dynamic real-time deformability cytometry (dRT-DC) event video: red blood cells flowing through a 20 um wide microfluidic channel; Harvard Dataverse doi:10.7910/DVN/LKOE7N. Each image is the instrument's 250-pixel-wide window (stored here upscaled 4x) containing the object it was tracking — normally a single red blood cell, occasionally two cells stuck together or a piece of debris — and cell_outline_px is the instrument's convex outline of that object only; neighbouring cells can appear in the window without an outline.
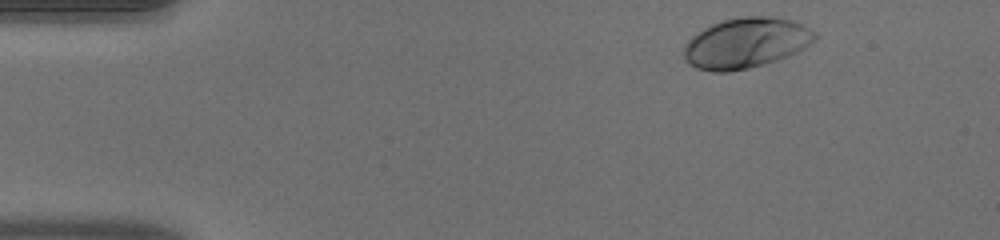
{"species": "human", "species_latin": "Homo sapiens", "temperature_condition": "warm", "stored_images_in_passage": 40, "camera_frame_rate_fps": 3000, "um_per_image_px": 0.085, "donor": {"sex": "male"}, "frame": {"image": 1, "passage_image": 2, "time_ms": 0.333, "image_size_px": [1000, 240], "cell_outline_px": [[816, 40], [804, 48], [788, 56], [776, 60], [748, 68], [728, 72], [712, 72], [696, 68], [688, 64], [684, 60], [684, 44], [696, 32], [720, 20], [744, 16], [768, 16], [792, 20], [816, 32]], "centroid_in_image_um": [63.37, 3.65], "position_along_channel_um": 21.6, "area_um2": 38.61}}
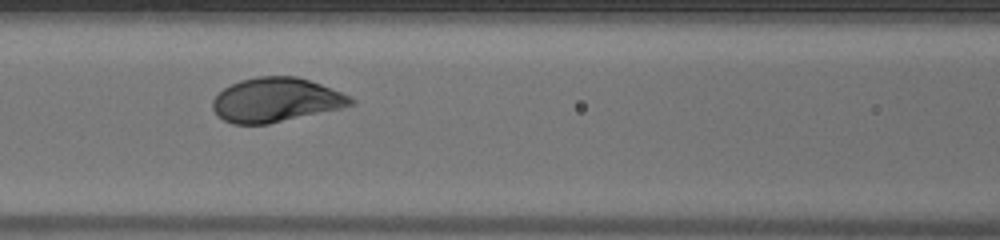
{"frame": {"image": 2, "passage_image": 18, "time_ms": 5.667, "image_size_px": [1000, 240], "cell_outline_px": [[356, 104], [340, 108], [268, 124], [232, 124], [224, 120], [212, 108], [212, 100], [224, 88], [240, 80], [260, 76], [296, 76], [320, 84], [340, 92], [356, 100]], "centroid_in_image_um": [23.44, 8.49], "position_along_channel_um": 143.2, "area_um2": 35.2}}
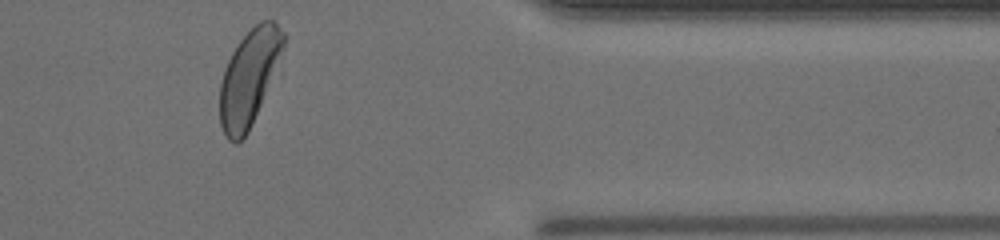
{"frame": {"image": 3, "passage_image": 38, "time_ms": 12.333, "image_size_px": [1000, 240], "cell_outline_px": [[284, 48], [248, 132], [236, 144], [232, 144], [224, 136], [220, 124], [220, 84], [224, 68], [232, 52], [240, 40], [260, 20], [272, 20], [284, 32]], "centroid_in_image_um": [21.13, 6.61], "position_along_channel_um": 390.3, "area_um2": 34.74}, "authors_computed_cell_mechanics": {"area_um2": 35.6048, "velocity_mm_per_s": 4.0034, "shape_relaxation_time_tau1_ms": 1.3566, "shape_relaxation_time_tau2_ms": null, "deformation_change_tau1": 0.1439, "deformation_change_tau2": null}}